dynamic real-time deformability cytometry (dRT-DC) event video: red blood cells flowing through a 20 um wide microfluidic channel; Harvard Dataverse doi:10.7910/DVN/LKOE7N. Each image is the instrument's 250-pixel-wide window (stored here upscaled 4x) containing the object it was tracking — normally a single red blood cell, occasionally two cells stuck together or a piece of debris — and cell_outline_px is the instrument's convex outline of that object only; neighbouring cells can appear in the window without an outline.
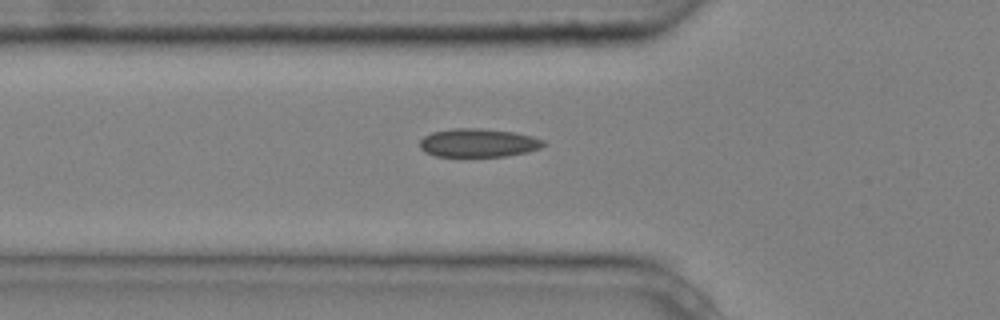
{"species": "common noctule bat (a hibernating species)", "species_latin": "Nyctalus noctula", "temperature_condition": "cold", "stored_images_in_passage": 5, "camera_frame_rate_fps": 3000, "um_per_image_px": 0.085, "animal": {"sex": "male", "body_mass_g": 20.4}, "frame": {"image": 1, "passage_image": 5, "time_ms": 1.333, "image_size_px": [1000, 320], "cell_outline_px": [[548, 144], [540, 148], [528, 152], [504, 156], [436, 156], [424, 152], [420, 148], [420, 140], [424, 136], [432, 132], [452, 128], [480, 128], [516, 132], [532, 136], [544, 140]], "centroid_in_image_um": [40.67, 12.13], "position_along_channel_um": 85.1, "area_um2": 20.69}}